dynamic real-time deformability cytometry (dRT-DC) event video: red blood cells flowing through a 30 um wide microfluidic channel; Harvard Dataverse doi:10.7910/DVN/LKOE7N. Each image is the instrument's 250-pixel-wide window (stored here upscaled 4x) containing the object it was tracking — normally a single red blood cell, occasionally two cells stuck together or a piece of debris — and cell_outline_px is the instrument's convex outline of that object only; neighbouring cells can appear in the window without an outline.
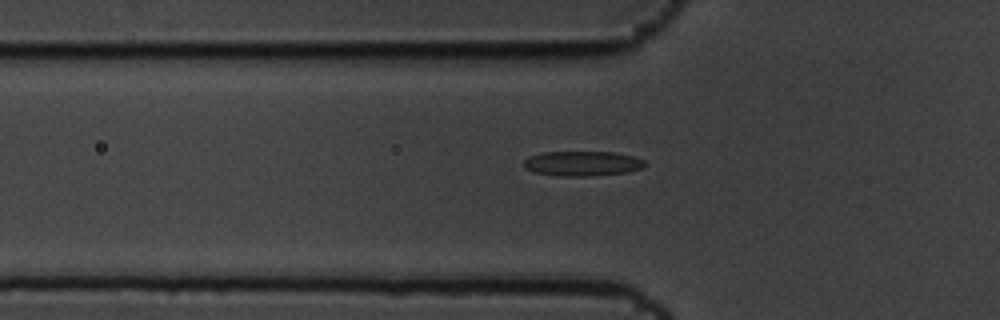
{"species": "common noctule bat (a hibernating species)", "species_latin": "Nyctalus noctula", "temperature_condition": "cold", "stored_images_in_passage": 37, "camera_frame_rate_fps": 3000, "um_per_image_px": 0.085, "animal": {"sex": "male", "body_mass_g": 19.5, "forearm_length_mm": 54.6}, "frame": {"image": 1, "passage_image": 5, "time_ms": 1.333, "image_size_px": [1000, 320], "cell_outline_px": [[648, 164], [640, 168], [624, 172], [588, 176], [560, 176], [532, 172], [524, 168], [524, 160], [532, 156], [544, 152], [616, 152], [632, 156], [644, 160]], "centroid_in_image_um": [49.48, 13.9], "position_along_channel_um": 76.3, "area_um2": 17.4}}
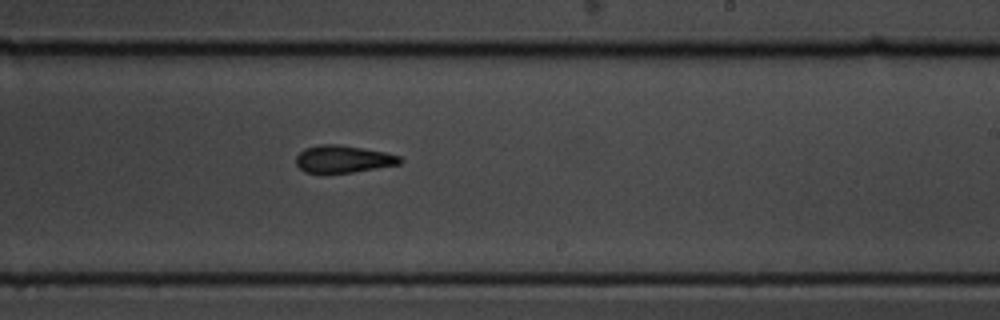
{"frame": {"image": 2, "passage_image": 21, "time_ms": 6.667, "image_size_px": [1000, 320], "cell_outline_px": [[404, 160], [400, 164], [352, 172], [324, 176], [304, 172], [296, 164], [296, 156], [304, 148], [320, 144], [340, 144], [384, 152], [400, 156]], "centroid_in_image_um": [29.11, 13.55], "position_along_channel_um": 259.9, "area_um2": 17.11}}
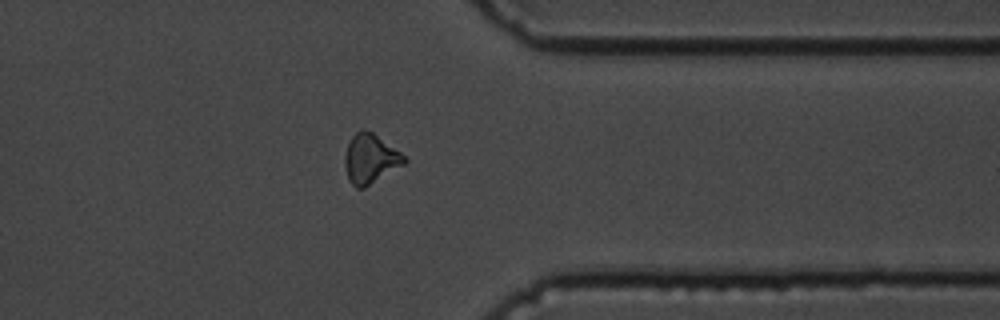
{"frame": {"image": 3, "passage_image": 32, "time_ms": 10.333, "image_size_px": [1000, 320], "cell_outline_px": [[408, 160], [404, 164], [364, 188], [356, 188], [348, 180], [344, 164], [344, 156], [348, 144], [352, 136], [360, 128], [364, 128], [372, 132], [400, 152]], "centroid_in_image_um": [31.45, 13.49], "position_along_channel_um": 380.0, "area_um2": 17.05}}